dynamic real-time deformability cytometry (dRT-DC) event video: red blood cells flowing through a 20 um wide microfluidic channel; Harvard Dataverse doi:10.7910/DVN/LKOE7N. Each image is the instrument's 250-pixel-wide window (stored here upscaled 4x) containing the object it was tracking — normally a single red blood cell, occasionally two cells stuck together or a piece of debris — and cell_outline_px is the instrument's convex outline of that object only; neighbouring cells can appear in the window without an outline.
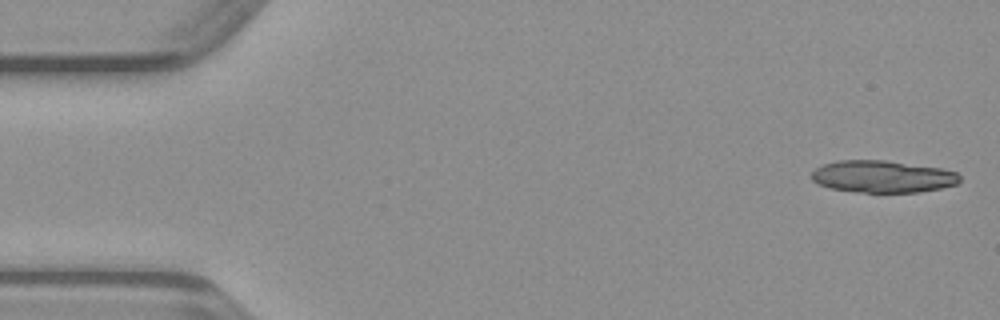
{"species": "common noctule bat (a hibernating species)", "species_latin": "Nyctalus noctula", "temperature_condition": "warm", "stored_images_in_passage": 10, "camera_frame_rate_fps": 3000, "um_per_image_px": 0.085, "animal": {"sex": "male", "body_mass_g": 23.1, "forearm_length_mm": 52.7}, "frame": {"image": 1, "passage_image": 1, "time_ms": 0.0, "image_size_px": [1000, 320], "cell_outline_px": [[960, 180], [956, 184], [940, 188], [916, 192], [860, 192], [832, 188], [816, 184], [812, 180], [812, 172], [816, 168], [824, 164], [836, 160], [884, 160], [940, 168], [956, 172], [960, 176]], "centroid_in_image_um": [74.99, 15.0], "position_along_channel_um": 10.0, "area_um2": 27.51}}